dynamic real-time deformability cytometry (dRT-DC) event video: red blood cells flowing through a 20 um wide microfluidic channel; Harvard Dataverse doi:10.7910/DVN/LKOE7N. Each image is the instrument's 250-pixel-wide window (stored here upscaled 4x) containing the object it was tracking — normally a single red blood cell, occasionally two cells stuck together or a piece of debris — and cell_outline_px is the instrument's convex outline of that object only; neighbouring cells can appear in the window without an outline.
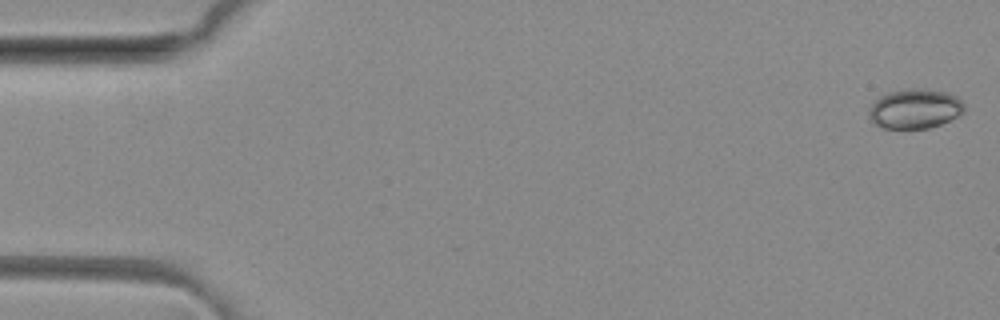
{"species": "common noctule bat (a hibernating species)", "species_latin": "Nyctalus noctula", "temperature_condition": "room temperature", "stored_images_in_passage": 16, "camera_frame_rate_fps": 3000, "um_per_image_px": 0.085, "animal": {"sex": "female", "body_mass_g": 29.2, "forearm_length_mm": 56.3}, "frame": {"image": 1, "passage_image": 1, "time_ms": 0.0, "image_size_px": [1000, 320], "cell_outline_px": [[964, 112], [940, 124], [928, 128], [884, 128], [872, 124], [868, 116], [868, 108], [880, 96], [888, 92], [912, 88], [924, 88], [948, 92], [956, 96], [964, 104]], "centroid_in_image_um": [77.73, 9.24], "position_along_channel_um": 7.3, "area_um2": 22.14}}
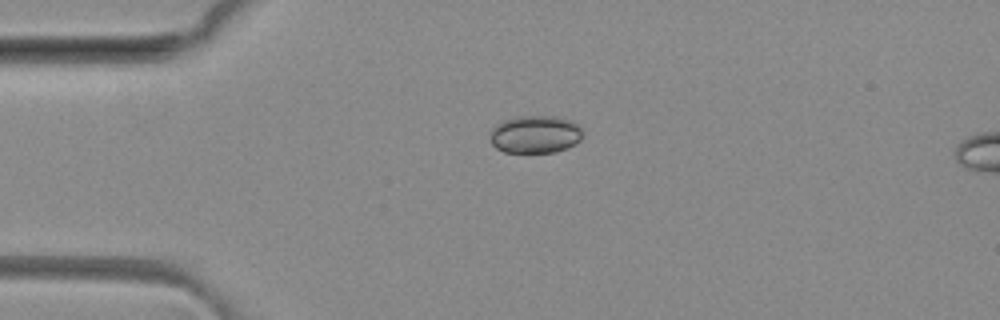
{"frame": {"image": 2, "passage_image": 12, "time_ms": 3.667, "image_size_px": [1000, 320], "cell_outline_px": [[584, 132], [580, 140], [568, 148], [556, 152], [504, 152], [496, 148], [492, 144], [488, 132], [496, 124], [504, 120], [516, 116], [556, 116], [572, 120], [580, 124]], "centroid_in_image_um": [45.51, 11.4], "position_along_channel_um": 39.5, "area_um2": 20.81}}